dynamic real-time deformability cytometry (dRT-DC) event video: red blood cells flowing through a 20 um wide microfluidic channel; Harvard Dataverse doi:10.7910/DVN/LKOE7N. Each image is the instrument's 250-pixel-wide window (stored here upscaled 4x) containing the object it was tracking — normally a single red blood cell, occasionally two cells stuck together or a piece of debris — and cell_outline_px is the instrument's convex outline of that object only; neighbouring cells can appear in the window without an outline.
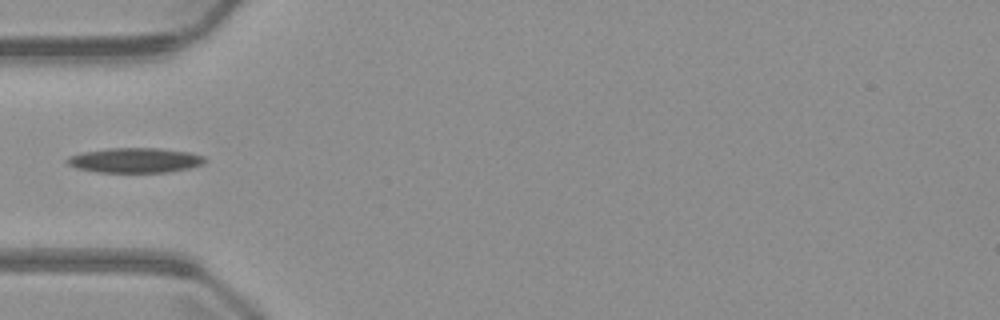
{"species": "common noctule bat (a hibernating species)", "species_latin": "Nyctalus noctula", "temperature_condition": "warm", "stored_images_in_passage": 5, "camera_frame_rate_fps": 3000, "um_per_image_px": 0.085, "animal": {"sex": "male", "body_mass_g": 23.1, "forearm_length_mm": 52.7}, "frame": {"image": 1, "passage_image": 4, "time_ms": 3.667, "image_size_px": [1000, 320], "cell_outline_px": [[208, 160], [204, 164], [188, 168], [168, 172], [96, 172], [76, 168], [68, 164], [64, 160], [68, 156], [80, 152], [108, 148], [160, 148], [188, 152], [204, 156]], "centroid_in_image_um": [11.45, 13.62], "position_along_channel_um": 73.5, "area_um2": 20.17}}
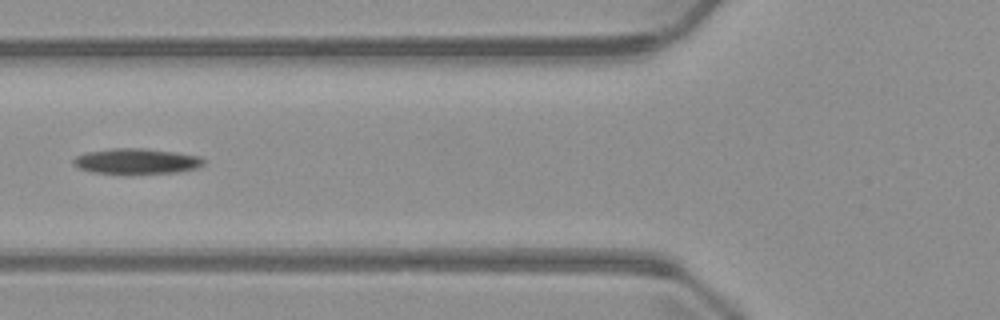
{"frame": {"image": 2, "passage_image": 5, "time_ms": 4.667, "image_size_px": [1000, 320], "cell_outline_px": [[208, 160], [200, 168], [176, 172], [92, 172], [80, 168], [72, 164], [72, 160], [76, 156], [88, 152], [112, 148], [140, 148], [176, 152], [200, 156]], "centroid_in_image_um": [11.67, 13.68], "position_along_channel_um": 114.1, "area_um2": 18.96}}